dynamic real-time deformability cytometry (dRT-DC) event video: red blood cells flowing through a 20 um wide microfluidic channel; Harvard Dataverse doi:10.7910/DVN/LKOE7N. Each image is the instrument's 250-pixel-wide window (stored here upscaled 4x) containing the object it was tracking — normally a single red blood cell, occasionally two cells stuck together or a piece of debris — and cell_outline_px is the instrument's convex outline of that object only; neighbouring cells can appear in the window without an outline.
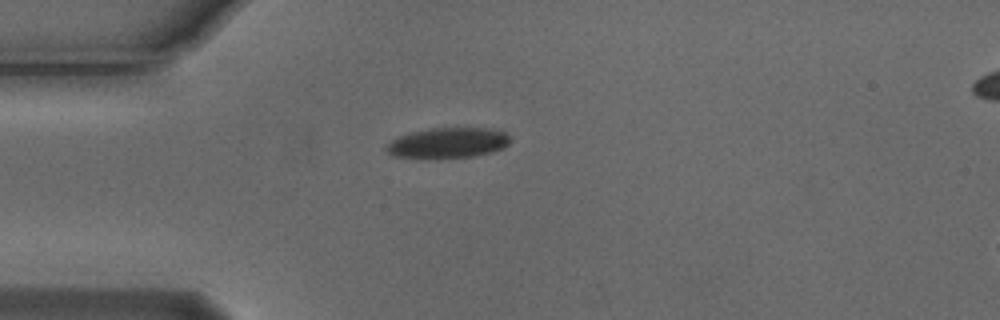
{"species": "Egyptian fruit bat (a non-hibernating species)", "species_latin": "Rousettus aegyptiacus", "temperature_condition": "cold", "stored_images_in_passage": 31, "camera_frame_rate_fps": 3000, "um_per_image_px": 0.085, "animal": {"sex": "male"}, "frame": {"image": 1, "passage_image": 1, "time_ms": 0.0, "image_size_px": [1000, 320], "cell_outline_px": [[508, 144], [504, 148], [492, 152], [472, 156], [436, 160], [428, 160], [392, 156], [384, 148], [392, 140], [400, 136], [412, 132], [432, 128], [488, 128], [504, 132], [508, 136]], "centroid_in_image_um": [38.02, 12.18], "position_along_channel_um": 47.0, "area_um2": 22.31}}
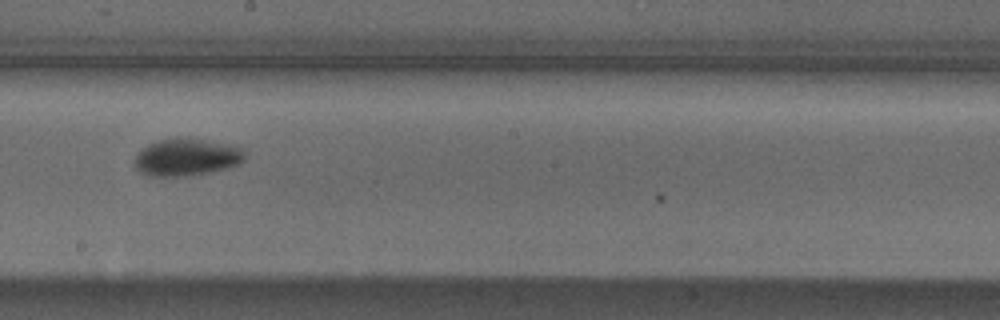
{"frame": {"image": 2, "passage_image": 17, "time_ms": 5.333, "image_size_px": [1000, 320], "cell_outline_px": [[244, 160], [228, 168], [212, 172], [184, 176], [148, 176], [140, 172], [132, 164], [136, 156], [148, 144], [160, 140], [176, 136], [208, 140], [236, 144], [244, 148]], "centroid_in_image_um": [15.89, 13.34], "position_along_channel_um": 232.3, "area_um2": 24.39}}
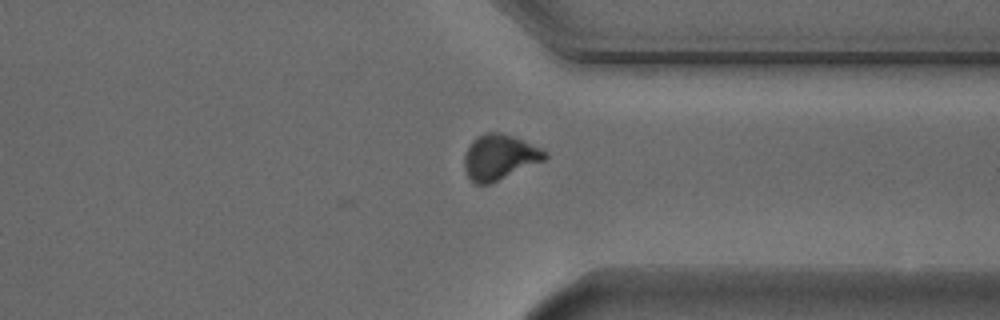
{"frame": {"image": 3, "passage_image": 28, "time_ms": 9.0, "image_size_px": [1000, 320], "cell_outline_px": [[548, 156], [544, 160], [488, 184], [476, 184], [468, 176], [464, 168], [464, 156], [472, 140], [476, 136], [488, 132], [500, 132], [512, 136], [544, 148], [548, 152]], "centroid_in_image_um": [42.46, 13.33], "position_along_channel_um": 368.9, "area_um2": 21.1}, "authors_computed_cell_mechanics": {"area_um2": 22.5998, "velocity_mm_per_s": 3.7587, "shape_relaxation_time_tau1_ms": 3.5741, "shape_relaxation_time_tau2_ms": null, "deformation_change_tau1": 0.133, "deformation_change_tau2": null}}